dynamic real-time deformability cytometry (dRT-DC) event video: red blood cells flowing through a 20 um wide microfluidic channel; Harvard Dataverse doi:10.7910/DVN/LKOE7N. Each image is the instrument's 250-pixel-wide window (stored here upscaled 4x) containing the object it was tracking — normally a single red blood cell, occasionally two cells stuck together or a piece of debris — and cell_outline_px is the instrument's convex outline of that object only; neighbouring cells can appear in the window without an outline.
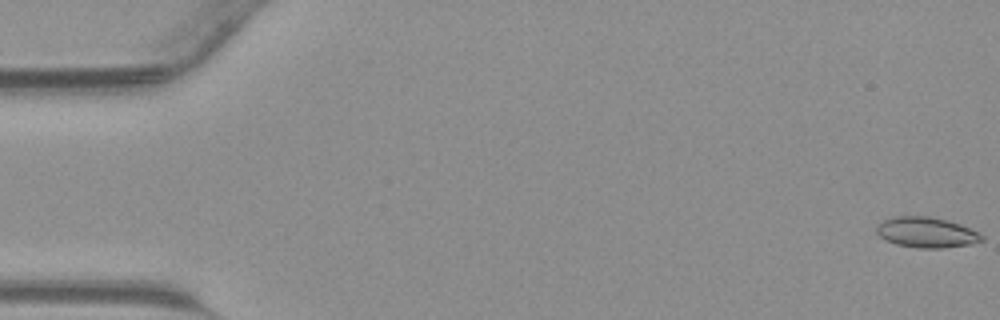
{"species": "common noctule bat (a hibernating species)", "species_latin": "Nyctalus noctula", "temperature_condition": "warm", "stored_images_in_passage": 38, "camera_frame_rate_fps": 3000, "um_per_image_px": 0.085, "animal": {"sex": "male", "body_mass_g": 23.1, "forearm_length_mm": 52.7}, "frame": {"image": 1, "passage_image": 1, "time_ms": 0.0, "image_size_px": [1000, 320], "cell_outline_px": [[984, 240], [972, 244], [944, 248], [916, 248], [896, 244], [880, 236], [876, 232], [876, 228], [884, 220], [892, 216], [928, 216], [948, 220], [960, 224], [980, 232], [984, 236]], "centroid_in_image_um": [78.8, 19.75], "position_along_channel_um": 6.2, "area_um2": 18.79}}
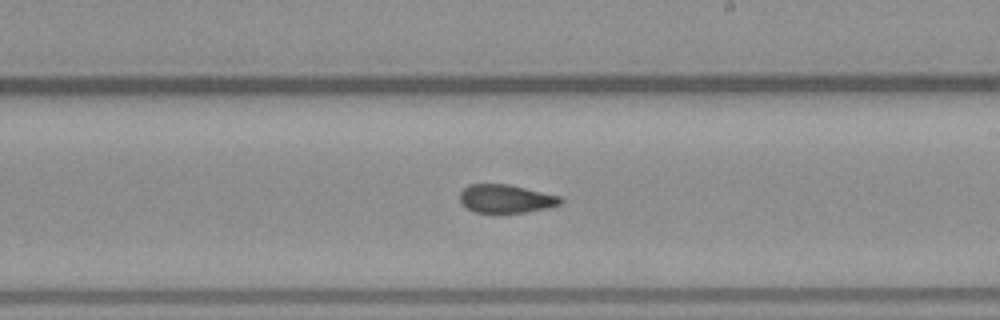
{"frame": {"image": 2, "passage_image": 26, "time_ms": 8.333, "image_size_px": [1000, 320], "cell_outline_px": [[564, 200], [560, 204], [548, 208], [524, 212], [476, 212], [468, 208], [460, 200], [460, 192], [468, 184], [508, 184], [560, 196]], "centroid_in_image_um": [43.02, 16.88], "position_along_channel_um": 246.0, "area_um2": 16.42}}
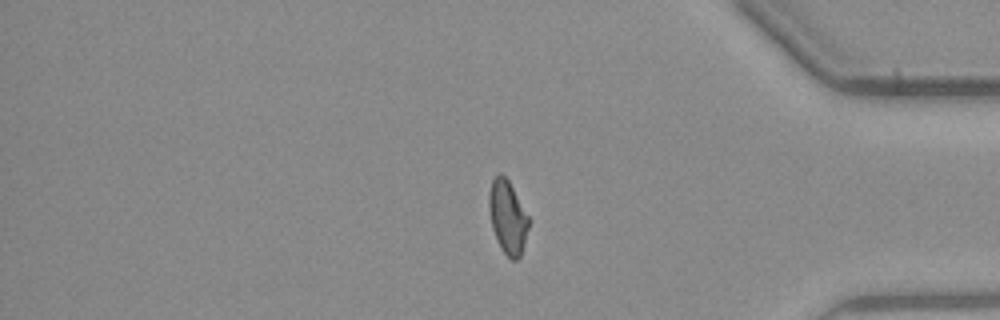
{"frame": {"image": 3, "passage_image": 37, "time_ms": 12.0, "image_size_px": [1000, 320], "cell_outline_px": [[528, 228], [524, 244], [520, 256], [516, 260], [512, 260], [500, 248], [496, 240], [492, 228], [488, 208], [488, 192], [492, 180], [500, 172], [508, 180], [528, 216]], "centroid_in_image_um": [43.11, 18.46], "position_along_channel_um": 392.1, "area_um2": 16.82}}